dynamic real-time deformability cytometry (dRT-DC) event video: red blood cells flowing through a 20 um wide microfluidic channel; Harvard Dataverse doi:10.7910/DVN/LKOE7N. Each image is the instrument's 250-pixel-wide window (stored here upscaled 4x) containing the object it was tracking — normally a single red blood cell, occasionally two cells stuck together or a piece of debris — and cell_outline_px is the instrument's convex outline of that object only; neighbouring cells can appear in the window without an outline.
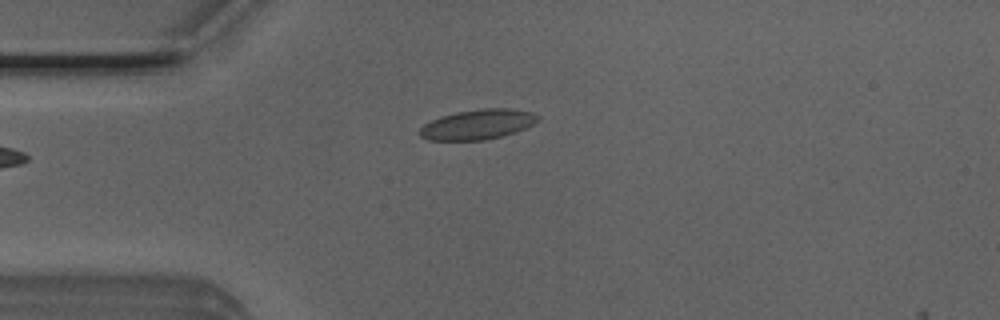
{"species": "Egyptian fruit bat (a non-hibernating species)", "species_latin": "Rousettus aegyptiacus", "temperature_condition": "room temperature", "stored_images_in_passage": 2, "camera_frame_rate_fps": 3000, "um_per_image_px": 0.085, "animal": {"sex": "male"}, "frame": {"image": 1, "passage_image": 2, "time_ms": 0.333, "image_size_px": [1000, 320], "cell_outline_px": [[540, 120], [516, 132], [484, 140], [428, 140], [420, 136], [420, 128], [424, 124], [440, 116], [456, 112], [480, 108], [512, 108], [532, 112], [540, 116]], "centroid_in_image_um": [40.62, 10.56], "position_along_channel_um": 44.4, "area_um2": 20.69}}